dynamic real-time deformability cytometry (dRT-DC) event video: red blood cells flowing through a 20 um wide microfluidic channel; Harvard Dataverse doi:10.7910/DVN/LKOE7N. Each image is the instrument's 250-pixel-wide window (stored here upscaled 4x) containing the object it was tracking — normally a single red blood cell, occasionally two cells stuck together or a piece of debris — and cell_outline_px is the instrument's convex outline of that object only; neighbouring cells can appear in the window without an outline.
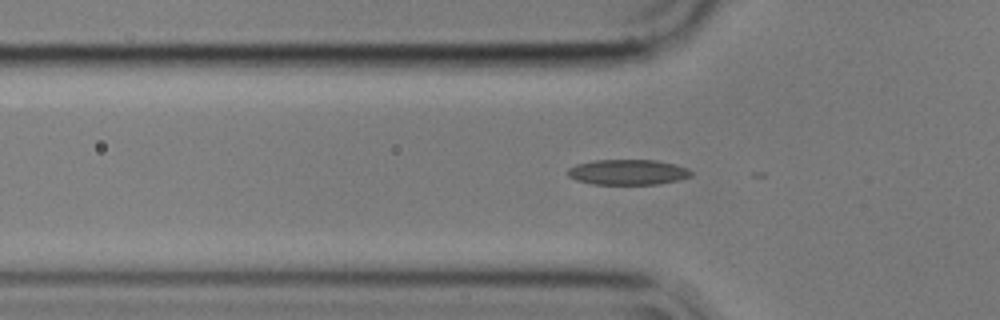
{"species": "common noctule bat (a hibernating species)", "species_latin": "Nyctalus noctula", "temperature_condition": "cold", "stored_images_in_passage": 56, "segment_of_instrument_passage": [1, 2], "camera_frame_rate_fps": 3000, "um_per_image_px": 0.085, "animal": {"sex": "male", "body_mass_g": 17.9}, "frame": {"image": 1, "passage_image": 17, "time_ms": 5.333, "image_size_px": [1000, 320], "cell_outline_px": [[692, 176], [680, 180], [656, 184], [592, 184], [576, 180], [568, 176], [568, 168], [576, 164], [592, 160], [656, 160], [688, 168], [692, 172]], "centroid_in_image_um": [53.35, 14.63], "position_along_channel_um": 72.4, "area_um2": 18.26}}
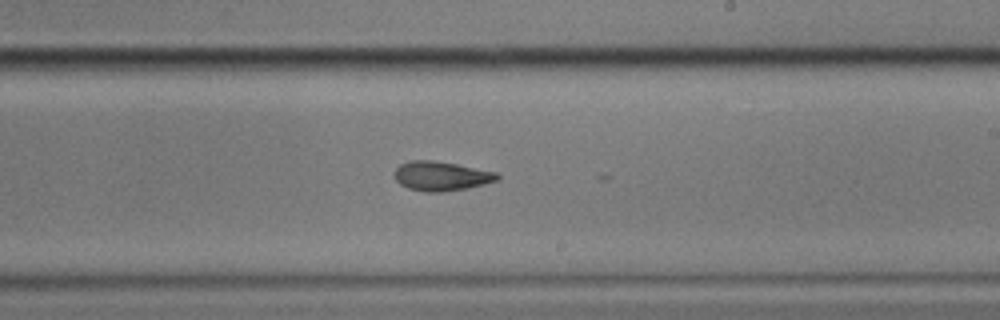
{"frame": {"image": 2, "passage_image": 32, "time_ms": 10.333, "image_size_px": [1000, 320], "cell_outline_px": [[500, 180], [468, 188], [444, 192], [424, 192], [408, 188], [400, 184], [396, 180], [396, 168], [400, 164], [412, 160], [432, 160], [456, 164], [496, 172], [500, 176]], "centroid_in_image_um": [37.53, 14.97], "position_along_channel_um": 251.5, "area_um2": 17.57}}
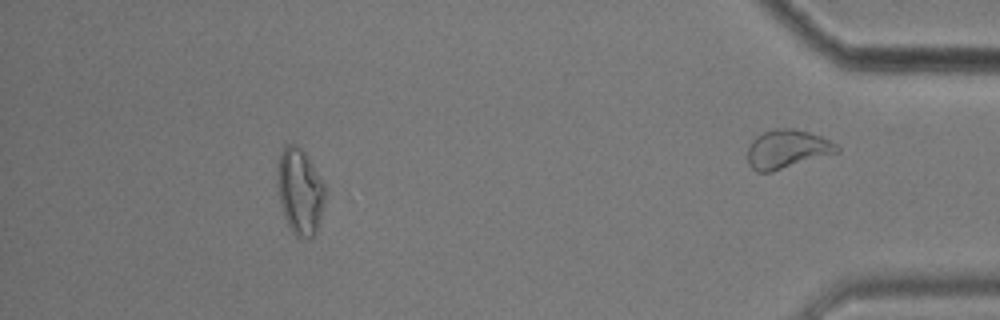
{"frame": {"image": 3, "passage_image": 50, "time_ms": 16.333, "image_size_px": [1000, 320], "cell_outline_px": [[324, 204], [316, 232], [312, 236], [296, 236], [292, 232], [284, 216], [276, 184], [276, 176], [280, 152], [288, 144], [296, 144], [308, 156], [320, 176], [324, 184]], "centroid_in_image_um": [25.47, 16.23], "position_along_channel_um": 409.7, "area_um2": 23.7}}